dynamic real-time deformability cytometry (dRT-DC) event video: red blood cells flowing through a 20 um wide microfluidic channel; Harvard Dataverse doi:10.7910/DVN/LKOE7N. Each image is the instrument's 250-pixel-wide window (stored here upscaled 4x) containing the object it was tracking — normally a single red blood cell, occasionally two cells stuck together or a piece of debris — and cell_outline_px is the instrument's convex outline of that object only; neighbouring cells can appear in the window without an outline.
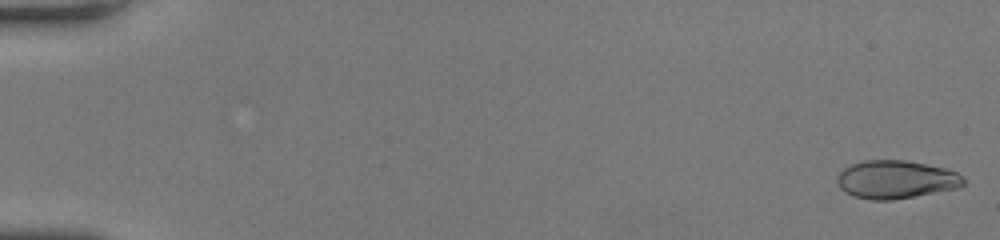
{"species": "human", "species_latin": "Homo sapiens", "temperature_condition": "room temperature", "stored_images_in_passage": 61, "camera_frame_rate_fps": 3000, "um_per_image_px": 0.085, "donor": {"sex": "female"}, "frame": {"image": 1, "passage_image": 2, "time_ms": 0.333, "image_size_px": [1000, 240], "cell_outline_px": [[964, 184], [960, 188], [892, 200], [872, 200], [852, 196], [844, 192], [836, 184], [836, 176], [844, 168], [852, 164], [864, 160], [904, 160], [944, 168], [956, 172], [964, 180]], "centroid_in_image_um": [76.11, 15.27], "position_along_channel_um": 8.9, "area_um2": 28.15}}
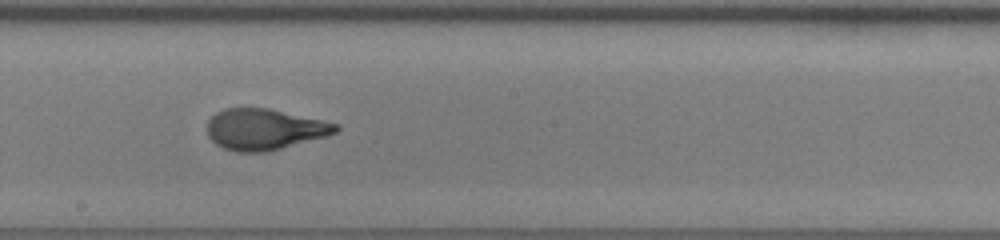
{"frame": {"image": 2, "passage_image": 36, "time_ms": 11.667, "image_size_px": [1000, 240], "cell_outline_px": [[340, 128], [336, 132], [328, 136], [264, 152], [236, 152], [224, 148], [216, 144], [208, 136], [208, 120], [216, 112], [224, 108], [268, 108], [340, 124]], "centroid_in_image_um": [22.48, 10.99], "position_along_channel_um": 225.7, "area_um2": 30.63}}
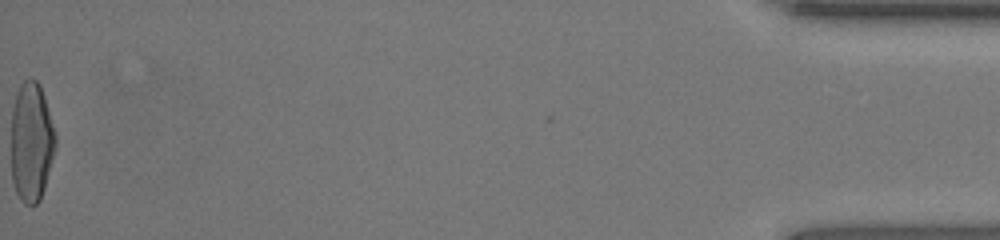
{"frame": {"image": 3, "passage_image": 61, "time_ms": 20.0, "image_size_px": [1000, 240], "cell_outline_px": [[56, 148], [44, 188], [40, 200], [36, 204], [24, 204], [20, 200], [16, 192], [12, 180], [12, 108], [20, 84], [24, 80], [36, 80], [40, 84], [56, 132]], "centroid_in_image_um": [2.68, 12.08], "position_along_channel_um": 432.5, "area_um2": 30.87}, "authors_computed_cell_mechanics": {"area_um2": 30.2872, "velocity_mm_per_s": 3.6327, "shape_relaxation_time_tau1_ms": 5.0553, "shape_relaxation_time_tau2_ms": null, "deformation_change_tau1": 0.246, "deformation_change_tau2": null}}